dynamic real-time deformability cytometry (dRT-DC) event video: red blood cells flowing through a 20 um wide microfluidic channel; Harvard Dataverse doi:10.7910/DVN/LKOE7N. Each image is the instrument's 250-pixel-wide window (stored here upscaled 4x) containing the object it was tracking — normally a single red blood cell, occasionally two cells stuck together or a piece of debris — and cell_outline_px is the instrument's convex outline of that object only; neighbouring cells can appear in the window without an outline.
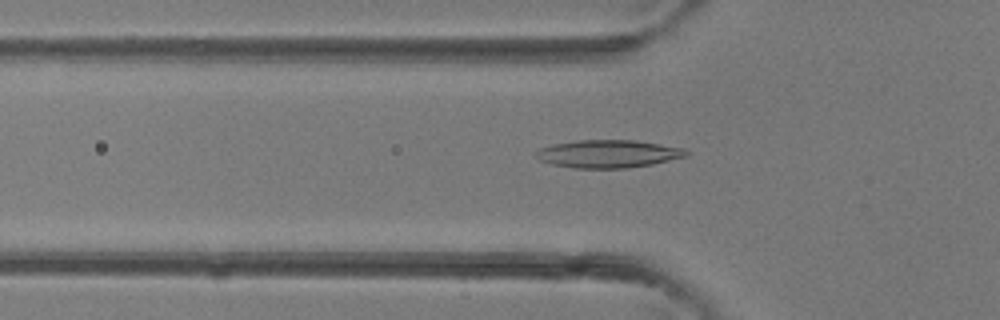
{"species": "common noctule bat (a hibernating species)", "species_latin": "Nyctalus noctula", "temperature_condition": "room temperature", "stored_images_in_passage": 41, "camera_frame_rate_fps": 3000, "um_per_image_px": 0.085, "animal": {"sex": "female"}, "frame": {"image": 1, "passage_image": 14, "time_ms": 4.333, "image_size_px": [1000, 320], "cell_outline_px": [[692, 152], [688, 156], [652, 164], [628, 168], [572, 168], [552, 164], [540, 160], [536, 156], [536, 152], [540, 148], [552, 144], [576, 140], [636, 140], [684, 148]], "centroid_in_image_um": [51.73, 13.07], "position_along_channel_um": 74.1, "area_um2": 24.51}}
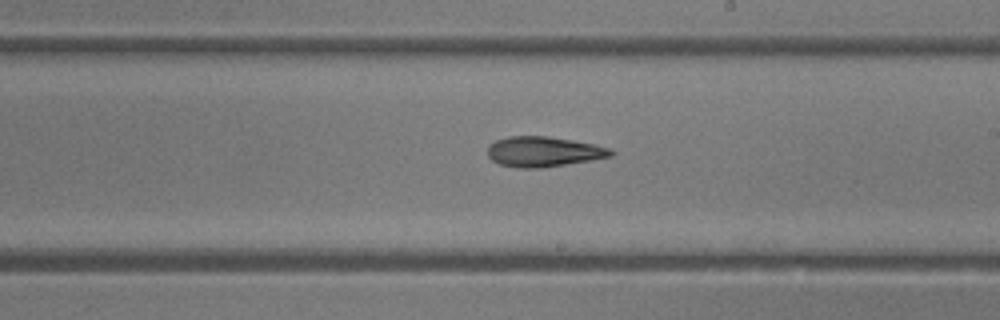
{"frame": {"image": 2, "passage_image": 24, "time_ms": 7.667, "image_size_px": [1000, 320], "cell_outline_px": [[616, 152], [612, 156], [540, 168], [516, 168], [500, 164], [492, 160], [488, 156], [488, 148], [496, 140], [508, 136], [548, 136], [572, 140], [612, 148]], "centroid_in_image_um": [46.2, 12.89], "position_along_channel_um": 242.8, "area_um2": 21.5}}
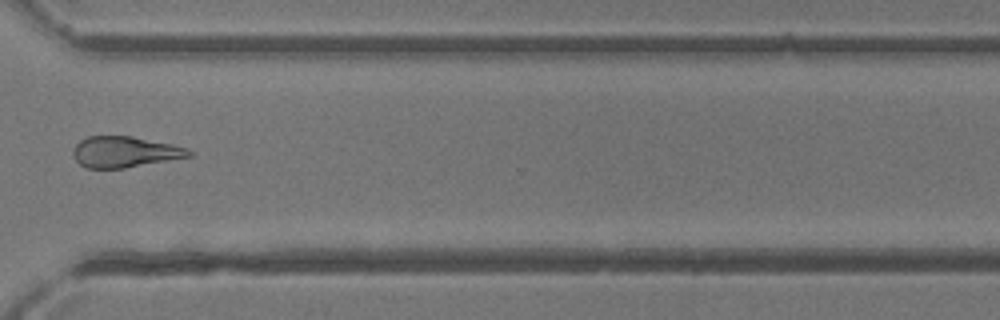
{"frame": {"image": 3, "passage_image": 31, "time_ms": 10.0, "image_size_px": [1000, 320], "cell_outline_px": [[192, 156], [124, 168], [88, 168], [80, 164], [72, 156], [72, 148], [80, 140], [88, 136], [132, 136], [172, 144], [188, 148], [192, 152]], "centroid_in_image_um": [10.58, 12.9], "position_along_channel_um": 360.0, "area_um2": 20.92}}